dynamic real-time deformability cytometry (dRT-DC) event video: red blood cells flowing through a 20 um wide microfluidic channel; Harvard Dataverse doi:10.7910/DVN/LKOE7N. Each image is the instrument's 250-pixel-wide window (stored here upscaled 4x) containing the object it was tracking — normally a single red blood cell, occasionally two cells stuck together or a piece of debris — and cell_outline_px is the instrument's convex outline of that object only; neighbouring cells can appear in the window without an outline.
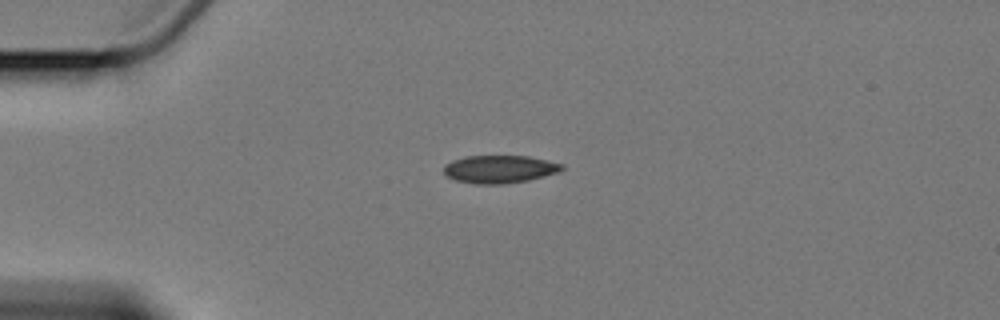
{"species": "Egyptian fruit bat (a non-hibernating species)", "species_latin": "Rousettus aegyptiacus", "temperature_condition": "cold", "stored_images_in_passage": 2, "camera_frame_rate_fps": 3000, "um_per_image_px": 0.085, "animal": {"sex": "female"}, "frame": {"image": 1, "passage_image": 1, "time_ms": 0.0, "image_size_px": [1000, 320], "cell_outline_px": [[564, 168], [560, 172], [528, 180], [504, 184], [476, 184], [456, 180], [448, 176], [444, 172], [444, 164], [452, 160], [464, 156], [528, 156], [564, 164]], "centroid_in_image_um": [42.47, 14.37], "position_along_channel_um": 42.5, "area_um2": 19.19}}